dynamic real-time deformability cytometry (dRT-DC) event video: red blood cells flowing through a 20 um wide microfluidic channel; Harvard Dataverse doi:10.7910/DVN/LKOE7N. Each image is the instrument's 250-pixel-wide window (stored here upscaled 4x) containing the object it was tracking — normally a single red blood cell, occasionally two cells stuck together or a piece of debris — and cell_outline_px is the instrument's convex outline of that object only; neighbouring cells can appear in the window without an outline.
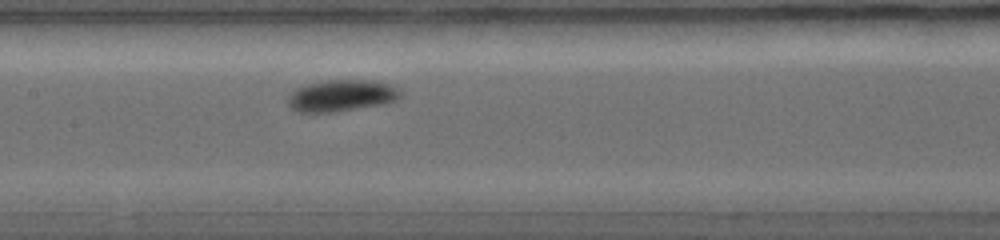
{"species": "common noctule bat (a hibernating species)", "species_latin": "Nyctalus noctula", "temperature_condition": "warm", "stored_images_in_passage": 14, "camera_frame_rate_fps": 5000, "um_per_image_px": 0.085, "animal": {"sex": "female", "body_mass_g": 19.0, "forearm_length_mm": 56.7}, "frame": {"image": 1, "passage_image": 8, "time_ms": 3.2, "image_size_px": [1000, 240], "cell_outline_px": [[400, 96], [396, 100], [388, 104], [336, 112], [296, 112], [288, 104], [288, 96], [296, 88], [308, 84], [328, 80], [372, 80], [388, 84], [396, 88], [400, 92]], "centroid_in_image_um": [29.03, 8.14], "position_along_channel_um": 178.4, "area_um2": 20.81}}
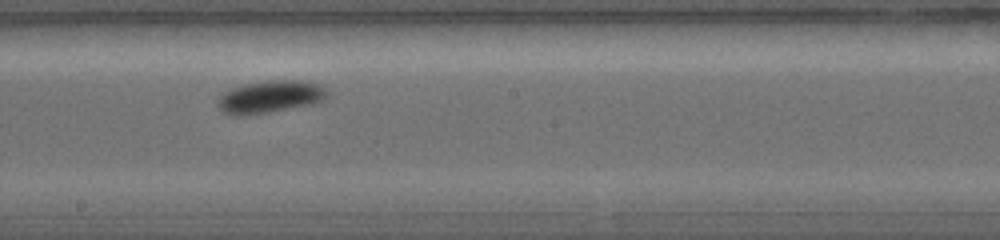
{"frame": {"image": 2, "passage_image": 10, "time_ms": 4.0, "image_size_px": [1000, 240], "cell_outline_px": [[328, 96], [312, 104], [268, 112], [240, 116], [236, 116], [220, 112], [220, 96], [224, 92], [232, 88], [244, 84], [268, 80], [296, 80], [320, 84], [328, 92]], "centroid_in_image_um": [22.95, 8.22], "position_along_channel_um": 225.2, "area_um2": 20.4}}
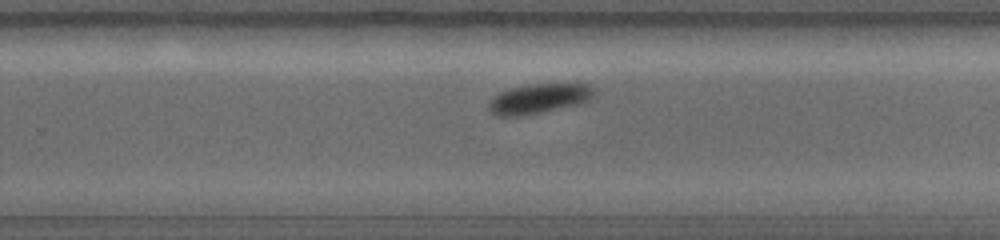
{"frame": {"image": 3, "passage_image": 12, "time_ms": 5.0, "image_size_px": [1000, 240], "cell_outline_px": [[592, 96], [576, 104], [540, 112], [516, 116], [496, 116], [488, 108], [488, 104], [500, 92], [512, 88], [528, 84], [588, 84], [592, 88]], "centroid_in_image_um": [45.73, 8.38], "position_along_channel_um": 284.1, "area_um2": 17.51}}